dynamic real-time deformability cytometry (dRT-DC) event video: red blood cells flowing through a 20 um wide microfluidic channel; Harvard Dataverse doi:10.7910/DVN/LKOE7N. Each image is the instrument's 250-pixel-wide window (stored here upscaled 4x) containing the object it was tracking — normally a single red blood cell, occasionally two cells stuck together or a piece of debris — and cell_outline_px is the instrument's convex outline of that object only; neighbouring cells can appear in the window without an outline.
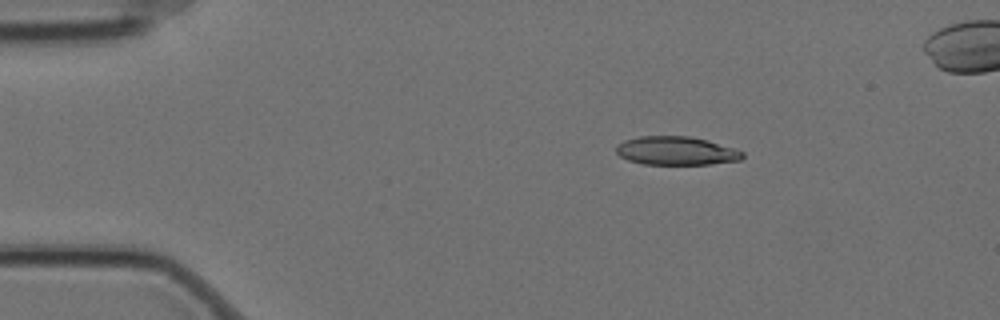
{"species": "Egyptian fruit bat (a non-hibernating species)", "species_latin": "Rousettus aegyptiacus", "temperature_condition": "cold", "stored_images_in_passage": 6, "camera_frame_rate_fps": 3000, "um_per_image_px": 0.085, "animal": {"sex": "female"}, "frame": {"image": 1, "passage_image": 3, "time_ms": 0.667, "image_size_px": [1000, 320], "cell_outline_px": [[744, 156], [740, 160], [708, 164], [644, 164], [628, 160], [620, 156], [616, 152], [616, 144], [624, 140], [640, 136], [688, 136], [708, 140], [736, 148], [744, 152]], "centroid_in_image_um": [57.48, 12.81], "position_along_channel_um": 27.5, "area_um2": 21.1}}